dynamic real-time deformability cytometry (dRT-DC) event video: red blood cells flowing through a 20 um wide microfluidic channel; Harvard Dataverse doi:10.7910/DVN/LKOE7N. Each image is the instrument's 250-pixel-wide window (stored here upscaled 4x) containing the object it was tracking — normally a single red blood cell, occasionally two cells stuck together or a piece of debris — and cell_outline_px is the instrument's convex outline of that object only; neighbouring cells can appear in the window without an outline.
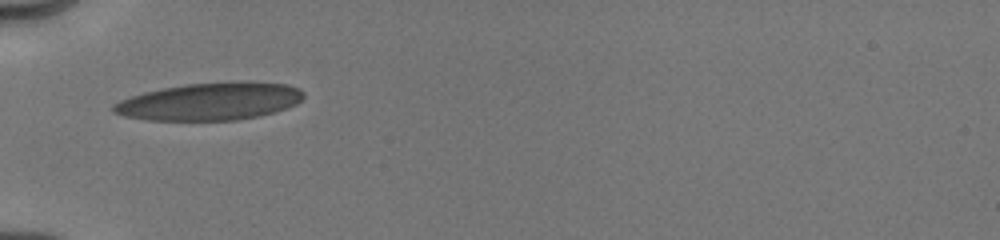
{"species": "human", "species_latin": "Homo sapiens", "temperature_condition": "cold", "stored_images_in_passage": 2, "camera_frame_rate_fps": 3000, "um_per_image_px": 0.085, "donor": {"sex": "male"}, "frame": {"image": 1, "passage_image": 1, "time_ms": 0.0, "image_size_px": [1000, 240], "cell_outline_px": [[304, 96], [296, 104], [288, 108], [260, 116], [236, 120], [148, 120], [124, 116], [112, 112], [112, 104], [120, 100], [144, 92], [184, 84], [236, 80], [252, 80], [288, 84], [300, 88], [304, 92]], "centroid_in_image_um": [17.9, 8.6], "position_along_channel_um": 67.1, "area_um2": 42.25}}